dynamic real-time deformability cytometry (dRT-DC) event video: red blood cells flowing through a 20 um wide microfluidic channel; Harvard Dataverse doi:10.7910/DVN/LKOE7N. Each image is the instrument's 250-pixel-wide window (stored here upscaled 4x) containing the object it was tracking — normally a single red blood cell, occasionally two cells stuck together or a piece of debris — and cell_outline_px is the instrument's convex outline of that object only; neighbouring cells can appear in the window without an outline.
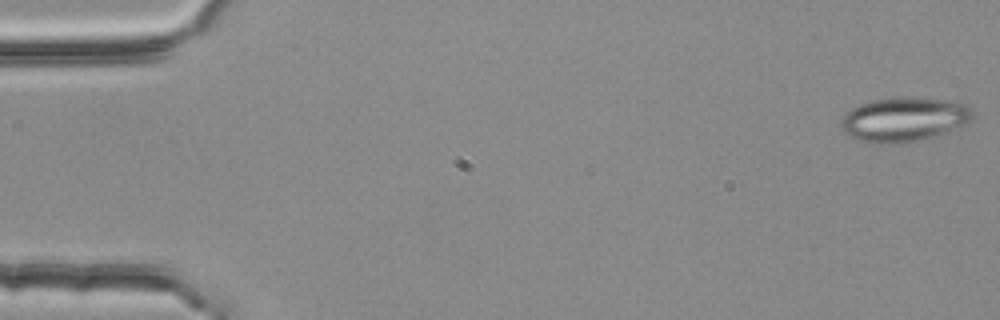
{"species": "common noctule bat (a hibernating species)", "species_latin": "Nyctalus noctula", "temperature_condition": "room temperature", "stored_images_in_passage": 4, "camera_frame_rate_fps": 3000, "um_per_image_px": 0.085, "animal": {"sex": "female", "body_mass_g": 25.1}, "frame": {"image": 1, "passage_image": 1, "time_ms": 0.0, "image_size_px": [1000, 320], "cell_outline_px": [[972, 116], [964, 124], [932, 136], [900, 144], [876, 144], [860, 140], [844, 132], [840, 128], [840, 124], [844, 116], [852, 108], [860, 104], [876, 100], [904, 96], [952, 100], [964, 104], [972, 112]], "centroid_in_image_um": [76.79, 10.14], "position_along_channel_um": 8.2, "area_um2": 33.47}}